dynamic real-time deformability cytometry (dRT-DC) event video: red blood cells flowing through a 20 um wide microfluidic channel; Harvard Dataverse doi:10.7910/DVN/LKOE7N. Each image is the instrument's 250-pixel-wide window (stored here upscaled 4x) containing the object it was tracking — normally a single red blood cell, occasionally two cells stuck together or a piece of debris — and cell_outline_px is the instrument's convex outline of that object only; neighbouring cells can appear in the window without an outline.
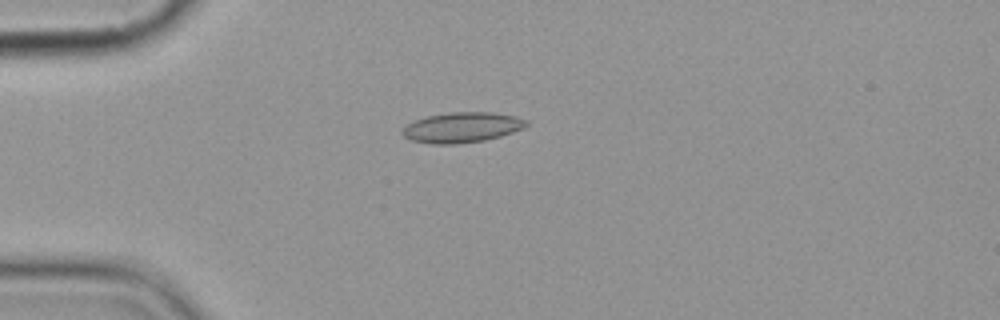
{"species": "common noctule bat (a hibernating species)", "species_latin": "Nyctalus noctula", "temperature_condition": "cold", "stored_images_in_passage": 5, "camera_frame_rate_fps": 3000, "um_per_image_px": 0.085, "animal": {"sex": "female", "body_mass_g": 19.9}, "frame": {"image": 1, "passage_image": 4, "time_ms": 3.667, "image_size_px": [1000, 320], "cell_outline_px": [[528, 124], [524, 128], [500, 136], [484, 140], [456, 144], [432, 144], [412, 140], [404, 136], [400, 132], [408, 124], [416, 120], [428, 116], [448, 112], [492, 112], [516, 116], [528, 120]], "centroid_in_image_um": [39.29, 10.82], "position_along_channel_um": 45.7, "area_um2": 21.79}}